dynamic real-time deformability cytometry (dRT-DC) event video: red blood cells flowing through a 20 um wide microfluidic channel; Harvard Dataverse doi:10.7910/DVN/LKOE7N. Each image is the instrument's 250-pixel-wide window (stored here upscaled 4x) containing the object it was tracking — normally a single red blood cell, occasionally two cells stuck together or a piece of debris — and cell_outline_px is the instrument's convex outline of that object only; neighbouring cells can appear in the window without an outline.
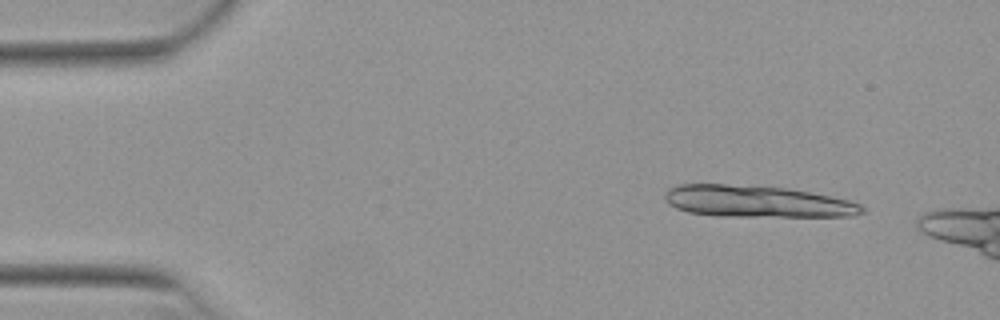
{"species": "Egyptian fruit bat (a non-hibernating species)", "species_latin": "Rousettus aegyptiacus", "temperature_condition": "warm", "stored_images_in_passage": 10, "camera_frame_rate_fps": 3000, "um_per_image_px": 0.085, "animal": {"sex": "female"}, "frame": {"image": 1, "passage_image": 5, "time_ms": 1.333, "image_size_px": [1000, 320], "cell_outline_px": [[864, 212], [852, 216], [716, 216], [688, 212], [676, 208], [668, 204], [664, 196], [668, 188], [680, 184], [724, 184], [788, 188], [848, 200], [860, 204], [864, 208]], "centroid_in_image_um": [64.3, 17.12], "position_along_channel_um": 20.7, "area_um2": 36.24}}